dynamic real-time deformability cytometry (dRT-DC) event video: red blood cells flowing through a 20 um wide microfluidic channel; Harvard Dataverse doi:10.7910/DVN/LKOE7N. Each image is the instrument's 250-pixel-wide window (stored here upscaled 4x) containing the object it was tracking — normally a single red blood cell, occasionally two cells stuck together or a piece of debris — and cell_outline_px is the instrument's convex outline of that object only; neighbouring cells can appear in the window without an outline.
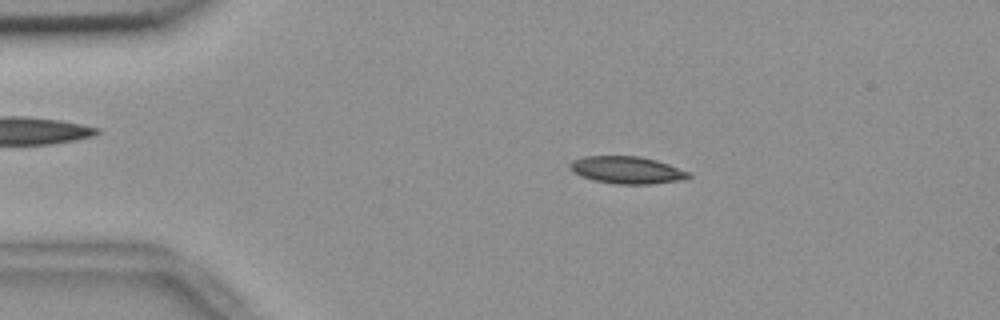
{"species": "common noctule bat (a hibernating species)", "species_latin": "Nyctalus noctula", "temperature_condition": "room temperature", "stored_images_in_passage": 54, "camera_frame_rate_fps": 3000, "um_per_image_px": 0.085, "animal": {"sex": "female", "body_mass_g": 18.4}, "frame": {"image": 1, "passage_image": 10, "time_ms": 3.0, "image_size_px": [1000, 320], "cell_outline_px": [[692, 176], [676, 180], [648, 184], [620, 184], [596, 180], [580, 176], [572, 172], [568, 168], [568, 164], [572, 160], [584, 156], [640, 156], [656, 160], [668, 164], [688, 172]], "centroid_in_image_um": [53.2, 14.43], "position_along_channel_um": 31.8, "area_um2": 18.61}}
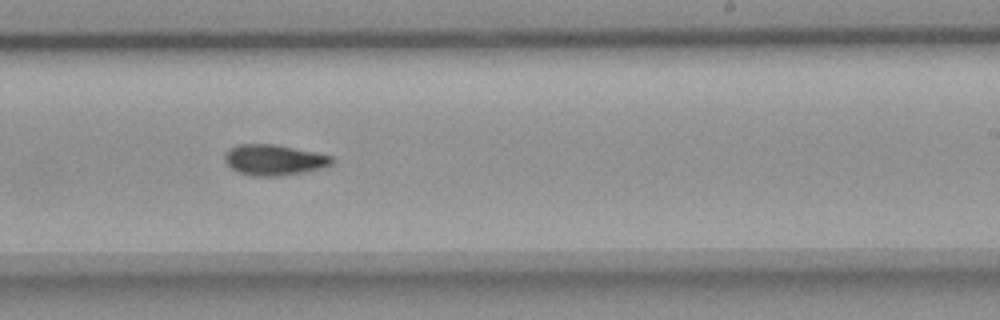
{"frame": {"image": 2, "passage_image": 33, "time_ms": 10.667, "image_size_px": [1000, 320], "cell_outline_px": [[332, 164], [324, 168], [304, 172], [280, 176], [252, 176], [236, 172], [224, 160], [224, 152], [228, 148], [240, 144], [272, 144], [332, 156]], "centroid_in_image_um": [23.24, 13.6], "position_along_channel_um": 265.8, "area_um2": 19.13}}
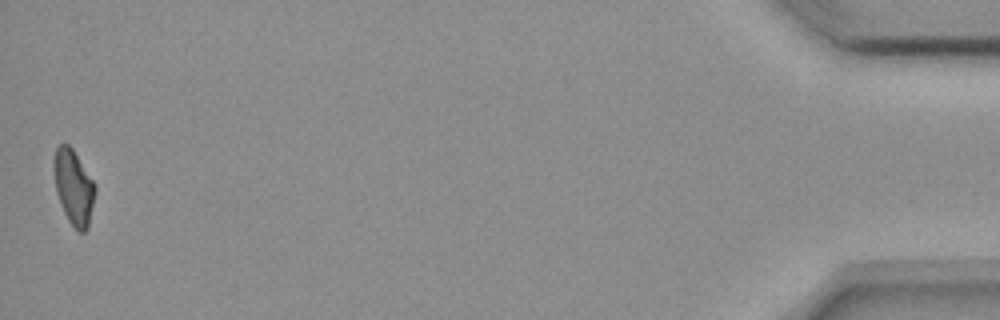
{"frame": {"image": 3, "passage_image": 54, "time_ms": 17.667, "image_size_px": [1000, 320], "cell_outline_px": [[96, 192], [88, 228], [84, 232], [80, 232], [68, 220], [64, 212], [56, 192], [52, 164], [56, 148], [60, 144], [68, 144], [72, 148], [96, 184]], "centroid_in_image_um": [6.26, 15.89], "position_along_channel_um": 428.9, "area_um2": 18.09}, "authors_computed_cell_mechanics": {"area_um2": 18.5538, "velocity_mm_per_s": 3.6765, "shape_relaxation_time_tau1_ms": 5.2984, "shape_relaxation_time_tau2_ms": 5.04, "deformation_change_tau1": 0.148, "deformation_change_tau2": 0.1068}}